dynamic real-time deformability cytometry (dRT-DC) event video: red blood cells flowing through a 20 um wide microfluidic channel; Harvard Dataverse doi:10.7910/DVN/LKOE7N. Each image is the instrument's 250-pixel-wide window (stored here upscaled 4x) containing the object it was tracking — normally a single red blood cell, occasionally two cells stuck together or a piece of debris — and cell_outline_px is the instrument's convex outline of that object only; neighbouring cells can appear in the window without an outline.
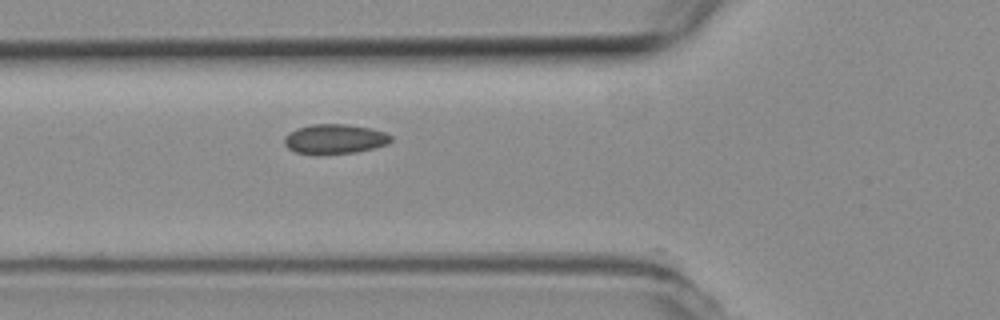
{"species": "common noctule bat (a hibernating species)", "species_latin": "Nyctalus noctula", "temperature_condition": "room temperature", "stored_images_in_passage": 5, "segment_of_instrument_passage": [1, 2], "camera_frame_rate_fps": 3000, "um_per_image_px": 0.085, "animal": {"sex": "female", "body_mass_g": 19.3, "forearm_length_mm": 54.1}, "frame": {"image": 1, "passage_image": 4, "time_ms": 1.0, "image_size_px": [1000, 320], "cell_outline_px": [[392, 140], [388, 144], [356, 152], [296, 152], [288, 148], [284, 144], [284, 136], [288, 132], [296, 128], [312, 124], [344, 124], [372, 128], [384, 132], [392, 136]], "centroid_in_image_um": [28.46, 11.77], "position_along_channel_um": 97.3, "area_um2": 17.98}}